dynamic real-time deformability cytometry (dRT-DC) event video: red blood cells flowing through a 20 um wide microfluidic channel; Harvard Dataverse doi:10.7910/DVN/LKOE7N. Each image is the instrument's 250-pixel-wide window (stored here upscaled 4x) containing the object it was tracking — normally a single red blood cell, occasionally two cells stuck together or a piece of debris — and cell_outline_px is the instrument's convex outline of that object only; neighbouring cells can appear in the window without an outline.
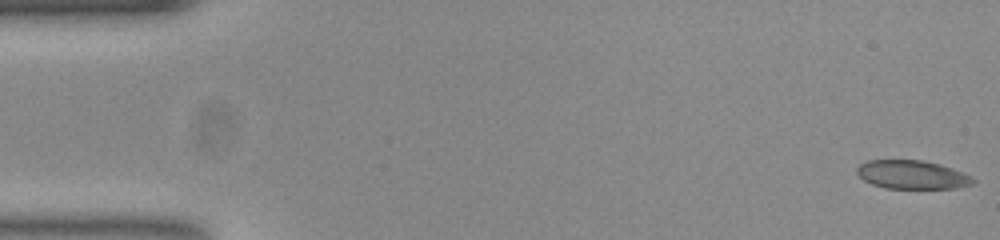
{"species": "common noctule bat (a hibernating species)", "species_latin": "Nyctalus noctula", "temperature_condition": "room temperature", "stored_images_in_passage": 54, "camera_frame_rate_fps": 3000, "um_per_image_px": 0.085, "animal": {"sex": "female", "body_mass_g": 23.0, "forearm_length_mm": 53.4}, "frame": {"image": 1, "passage_image": 1, "time_ms": 0.0, "image_size_px": [1000, 240], "cell_outline_px": [[976, 180], [972, 184], [956, 188], [884, 188], [872, 184], [864, 180], [856, 172], [856, 168], [860, 164], [868, 160], [920, 160], [940, 164], [972, 176]], "centroid_in_image_um": [77.52, 14.85], "position_along_channel_um": 7.5, "area_um2": 19.25}}
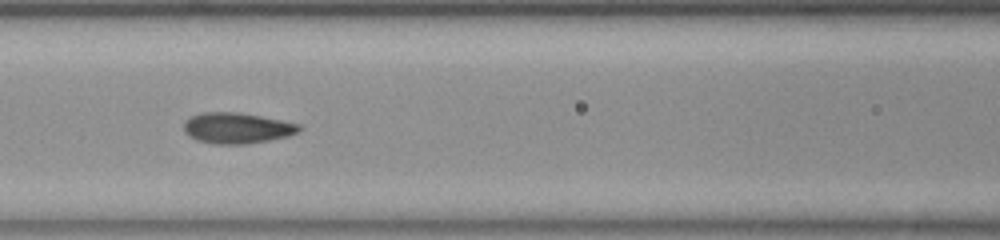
{"frame": {"image": 2, "passage_image": 23, "time_ms": 7.333, "image_size_px": [1000, 240], "cell_outline_px": [[304, 128], [300, 132], [288, 136], [268, 140], [244, 144], [216, 144], [196, 140], [188, 136], [184, 132], [184, 120], [200, 112], [236, 112], [260, 116], [300, 124]], "centroid_in_image_um": [20.13, 10.88], "position_along_channel_um": 146.5, "area_um2": 20.81}}
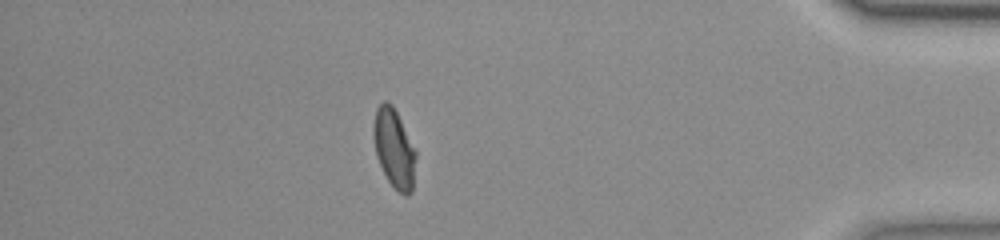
{"frame": {"image": 3, "passage_image": 47, "time_ms": 15.333, "image_size_px": [1000, 240], "cell_outline_px": [[416, 156], [412, 192], [408, 196], [404, 196], [388, 180], [376, 156], [372, 136], [372, 124], [376, 108], [384, 100], [388, 100], [392, 104], [416, 152]], "centroid_in_image_um": [33.47, 12.59], "position_along_channel_um": 401.7, "area_um2": 19.42}, "authors_computed_cell_mechanics": {"area_um2": 20.1144, "velocity_mm_per_s": 3.7663, "shape_relaxation_time_tau1_ms": null, "shape_relaxation_time_tau2_ms": 1.1081, "deformation_change_tau1": null, "deformation_change_tau2": 0.067}}